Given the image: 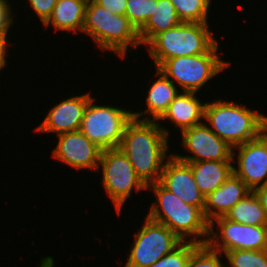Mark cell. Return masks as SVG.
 <instances>
[{
    "label": "cell",
    "instance_id": "cell-1",
    "mask_svg": "<svg viewBox=\"0 0 267 267\" xmlns=\"http://www.w3.org/2000/svg\"><path fill=\"white\" fill-rule=\"evenodd\" d=\"M170 133L158 121L133 118L126 125L119 148L146 185L160 181L165 161L172 154L167 152Z\"/></svg>",
    "mask_w": 267,
    "mask_h": 267
},
{
    "label": "cell",
    "instance_id": "cell-2",
    "mask_svg": "<svg viewBox=\"0 0 267 267\" xmlns=\"http://www.w3.org/2000/svg\"><path fill=\"white\" fill-rule=\"evenodd\" d=\"M147 190H153L156 197L148 218L168 227L182 241L207 244L210 223L200 208L185 203L160 182L147 185Z\"/></svg>",
    "mask_w": 267,
    "mask_h": 267
},
{
    "label": "cell",
    "instance_id": "cell-3",
    "mask_svg": "<svg viewBox=\"0 0 267 267\" xmlns=\"http://www.w3.org/2000/svg\"><path fill=\"white\" fill-rule=\"evenodd\" d=\"M204 120L232 148L256 139L267 130V115L233 100L206 102Z\"/></svg>",
    "mask_w": 267,
    "mask_h": 267
},
{
    "label": "cell",
    "instance_id": "cell-4",
    "mask_svg": "<svg viewBox=\"0 0 267 267\" xmlns=\"http://www.w3.org/2000/svg\"><path fill=\"white\" fill-rule=\"evenodd\" d=\"M211 32L209 23L182 22L156 35L146 49L155 68L170 58L218 53L219 42Z\"/></svg>",
    "mask_w": 267,
    "mask_h": 267
},
{
    "label": "cell",
    "instance_id": "cell-5",
    "mask_svg": "<svg viewBox=\"0 0 267 267\" xmlns=\"http://www.w3.org/2000/svg\"><path fill=\"white\" fill-rule=\"evenodd\" d=\"M89 35L101 51H112L122 60L129 47L141 45L139 31L126 15H114L93 0H88L82 33Z\"/></svg>",
    "mask_w": 267,
    "mask_h": 267
},
{
    "label": "cell",
    "instance_id": "cell-6",
    "mask_svg": "<svg viewBox=\"0 0 267 267\" xmlns=\"http://www.w3.org/2000/svg\"><path fill=\"white\" fill-rule=\"evenodd\" d=\"M230 66L219 53H204L193 56L170 58L157 69L185 92H200L208 81Z\"/></svg>",
    "mask_w": 267,
    "mask_h": 267
},
{
    "label": "cell",
    "instance_id": "cell-7",
    "mask_svg": "<svg viewBox=\"0 0 267 267\" xmlns=\"http://www.w3.org/2000/svg\"><path fill=\"white\" fill-rule=\"evenodd\" d=\"M91 97L85 109L80 131L102 150L118 148L133 111L112 105H98Z\"/></svg>",
    "mask_w": 267,
    "mask_h": 267
},
{
    "label": "cell",
    "instance_id": "cell-8",
    "mask_svg": "<svg viewBox=\"0 0 267 267\" xmlns=\"http://www.w3.org/2000/svg\"><path fill=\"white\" fill-rule=\"evenodd\" d=\"M98 170L102 172L103 188L114 204L118 216L134 189L137 192L147 190V185L136 174L119 147L102 150Z\"/></svg>",
    "mask_w": 267,
    "mask_h": 267
},
{
    "label": "cell",
    "instance_id": "cell-9",
    "mask_svg": "<svg viewBox=\"0 0 267 267\" xmlns=\"http://www.w3.org/2000/svg\"><path fill=\"white\" fill-rule=\"evenodd\" d=\"M142 224L134 235L124 267H149L182 242L168 227L147 216Z\"/></svg>",
    "mask_w": 267,
    "mask_h": 267
},
{
    "label": "cell",
    "instance_id": "cell-10",
    "mask_svg": "<svg viewBox=\"0 0 267 267\" xmlns=\"http://www.w3.org/2000/svg\"><path fill=\"white\" fill-rule=\"evenodd\" d=\"M209 227L207 244L223 254L234 249L267 250V225H245L222 216L215 218Z\"/></svg>",
    "mask_w": 267,
    "mask_h": 267
},
{
    "label": "cell",
    "instance_id": "cell-11",
    "mask_svg": "<svg viewBox=\"0 0 267 267\" xmlns=\"http://www.w3.org/2000/svg\"><path fill=\"white\" fill-rule=\"evenodd\" d=\"M181 143L191 155L172 154L183 162L232 161V147L219 138L205 122L183 130Z\"/></svg>",
    "mask_w": 267,
    "mask_h": 267
},
{
    "label": "cell",
    "instance_id": "cell-12",
    "mask_svg": "<svg viewBox=\"0 0 267 267\" xmlns=\"http://www.w3.org/2000/svg\"><path fill=\"white\" fill-rule=\"evenodd\" d=\"M232 161L237 162L233 173L251 191L267 185V130L256 139L232 148Z\"/></svg>",
    "mask_w": 267,
    "mask_h": 267
},
{
    "label": "cell",
    "instance_id": "cell-13",
    "mask_svg": "<svg viewBox=\"0 0 267 267\" xmlns=\"http://www.w3.org/2000/svg\"><path fill=\"white\" fill-rule=\"evenodd\" d=\"M52 157L75 168L98 171L102 149L90 141L80 130L59 134Z\"/></svg>",
    "mask_w": 267,
    "mask_h": 267
},
{
    "label": "cell",
    "instance_id": "cell-14",
    "mask_svg": "<svg viewBox=\"0 0 267 267\" xmlns=\"http://www.w3.org/2000/svg\"><path fill=\"white\" fill-rule=\"evenodd\" d=\"M159 182L185 203L204 210L205 196L200 192L188 163L171 154L165 161Z\"/></svg>",
    "mask_w": 267,
    "mask_h": 267
},
{
    "label": "cell",
    "instance_id": "cell-15",
    "mask_svg": "<svg viewBox=\"0 0 267 267\" xmlns=\"http://www.w3.org/2000/svg\"><path fill=\"white\" fill-rule=\"evenodd\" d=\"M89 92L79 96L68 97L48 110V114L35 131L54 133L56 135L78 131L88 102L91 99Z\"/></svg>",
    "mask_w": 267,
    "mask_h": 267
},
{
    "label": "cell",
    "instance_id": "cell-16",
    "mask_svg": "<svg viewBox=\"0 0 267 267\" xmlns=\"http://www.w3.org/2000/svg\"><path fill=\"white\" fill-rule=\"evenodd\" d=\"M251 190L234 173L215 191L205 197L203 210L206 220L211 223L215 218L225 216Z\"/></svg>",
    "mask_w": 267,
    "mask_h": 267
},
{
    "label": "cell",
    "instance_id": "cell-17",
    "mask_svg": "<svg viewBox=\"0 0 267 267\" xmlns=\"http://www.w3.org/2000/svg\"><path fill=\"white\" fill-rule=\"evenodd\" d=\"M180 92L158 122L161 124L162 120H167V122L174 123L176 130L180 129L182 132L204 122L206 102H201L199 97H196V92Z\"/></svg>",
    "mask_w": 267,
    "mask_h": 267
},
{
    "label": "cell",
    "instance_id": "cell-18",
    "mask_svg": "<svg viewBox=\"0 0 267 267\" xmlns=\"http://www.w3.org/2000/svg\"><path fill=\"white\" fill-rule=\"evenodd\" d=\"M155 76H158V79H155L156 81L154 80L149 86L150 88L148 89V95L146 97V109L141 112H133V118L158 121L167 111L170 103L178 95V86L157 68Z\"/></svg>",
    "mask_w": 267,
    "mask_h": 267
},
{
    "label": "cell",
    "instance_id": "cell-19",
    "mask_svg": "<svg viewBox=\"0 0 267 267\" xmlns=\"http://www.w3.org/2000/svg\"><path fill=\"white\" fill-rule=\"evenodd\" d=\"M87 2L88 0H58L51 17L43 26L48 29L52 25L55 32L82 33Z\"/></svg>",
    "mask_w": 267,
    "mask_h": 267
},
{
    "label": "cell",
    "instance_id": "cell-20",
    "mask_svg": "<svg viewBox=\"0 0 267 267\" xmlns=\"http://www.w3.org/2000/svg\"><path fill=\"white\" fill-rule=\"evenodd\" d=\"M191 166L200 192L207 197L233 173V161L186 162Z\"/></svg>",
    "mask_w": 267,
    "mask_h": 267
},
{
    "label": "cell",
    "instance_id": "cell-21",
    "mask_svg": "<svg viewBox=\"0 0 267 267\" xmlns=\"http://www.w3.org/2000/svg\"><path fill=\"white\" fill-rule=\"evenodd\" d=\"M182 23L174 4L170 0H154L152 16L139 30L142 45H147L156 35Z\"/></svg>",
    "mask_w": 267,
    "mask_h": 267
},
{
    "label": "cell",
    "instance_id": "cell-22",
    "mask_svg": "<svg viewBox=\"0 0 267 267\" xmlns=\"http://www.w3.org/2000/svg\"><path fill=\"white\" fill-rule=\"evenodd\" d=\"M233 222L245 225H267V214L256 194L251 191L224 216Z\"/></svg>",
    "mask_w": 267,
    "mask_h": 267
},
{
    "label": "cell",
    "instance_id": "cell-23",
    "mask_svg": "<svg viewBox=\"0 0 267 267\" xmlns=\"http://www.w3.org/2000/svg\"><path fill=\"white\" fill-rule=\"evenodd\" d=\"M182 22L208 23L212 0H170Z\"/></svg>",
    "mask_w": 267,
    "mask_h": 267
},
{
    "label": "cell",
    "instance_id": "cell-24",
    "mask_svg": "<svg viewBox=\"0 0 267 267\" xmlns=\"http://www.w3.org/2000/svg\"><path fill=\"white\" fill-rule=\"evenodd\" d=\"M224 254L225 267H267V250L234 249Z\"/></svg>",
    "mask_w": 267,
    "mask_h": 267
},
{
    "label": "cell",
    "instance_id": "cell-25",
    "mask_svg": "<svg viewBox=\"0 0 267 267\" xmlns=\"http://www.w3.org/2000/svg\"><path fill=\"white\" fill-rule=\"evenodd\" d=\"M199 245L195 242L182 241L175 249L149 267H188L191 253Z\"/></svg>",
    "mask_w": 267,
    "mask_h": 267
},
{
    "label": "cell",
    "instance_id": "cell-26",
    "mask_svg": "<svg viewBox=\"0 0 267 267\" xmlns=\"http://www.w3.org/2000/svg\"><path fill=\"white\" fill-rule=\"evenodd\" d=\"M154 0H127L125 15L139 31L152 16Z\"/></svg>",
    "mask_w": 267,
    "mask_h": 267
},
{
    "label": "cell",
    "instance_id": "cell-27",
    "mask_svg": "<svg viewBox=\"0 0 267 267\" xmlns=\"http://www.w3.org/2000/svg\"><path fill=\"white\" fill-rule=\"evenodd\" d=\"M223 253L212 249L208 244H200L192 253L188 267H225L220 259Z\"/></svg>",
    "mask_w": 267,
    "mask_h": 267
},
{
    "label": "cell",
    "instance_id": "cell-28",
    "mask_svg": "<svg viewBox=\"0 0 267 267\" xmlns=\"http://www.w3.org/2000/svg\"><path fill=\"white\" fill-rule=\"evenodd\" d=\"M9 0H0V40L8 41L7 35L11 31L10 28L15 25L14 17L12 16L13 8L10 7L11 3Z\"/></svg>",
    "mask_w": 267,
    "mask_h": 267
},
{
    "label": "cell",
    "instance_id": "cell-29",
    "mask_svg": "<svg viewBox=\"0 0 267 267\" xmlns=\"http://www.w3.org/2000/svg\"><path fill=\"white\" fill-rule=\"evenodd\" d=\"M58 0H28L32 10L44 25L51 17Z\"/></svg>",
    "mask_w": 267,
    "mask_h": 267
},
{
    "label": "cell",
    "instance_id": "cell-30",
    "mask_svg": "<svg viewBox=\"0 0 267 267\" xmlns=\"http://www.w3.org/2000/svg\"><path fill=\"white\" fill-rule=\"evenodd\" d=\"M114 15H125L127 0H93Z\"/></svg>",
    "mask_w": 267,
    "mask_h": 267
},
{
    "label": "cell",
    "instance_id": "cell-31",
    "mask_svg": "<svg viewBox=\"0 0 267 267\" xmlns=\"http://www.w3.org/2000/svg\"><path fill=\"white\" fill-rule=\"evenodd\" d=\"M9 43V45H8ZM10 46V42L0 40V71L7 65V49Z\"/></svg>",
    "mask_w": 267,
    "mask_h": 267
},
{
    "label": "cell",
    "instance_id": "cell-32",
    "mask_svg": "<svg viewBox=\"0 0 267 267\" xmlns=\"http://www.w3.org/2000/svg\"><path fill=\"white\" fill-rule=\"evenodd\" d=\"M256 196L258 197L261 205L265 209V212L267 214V185L258 187L253 191Z\"/></svg>",
    "mask_w": 267,
    "mask_h": 267
}]
</instances>
